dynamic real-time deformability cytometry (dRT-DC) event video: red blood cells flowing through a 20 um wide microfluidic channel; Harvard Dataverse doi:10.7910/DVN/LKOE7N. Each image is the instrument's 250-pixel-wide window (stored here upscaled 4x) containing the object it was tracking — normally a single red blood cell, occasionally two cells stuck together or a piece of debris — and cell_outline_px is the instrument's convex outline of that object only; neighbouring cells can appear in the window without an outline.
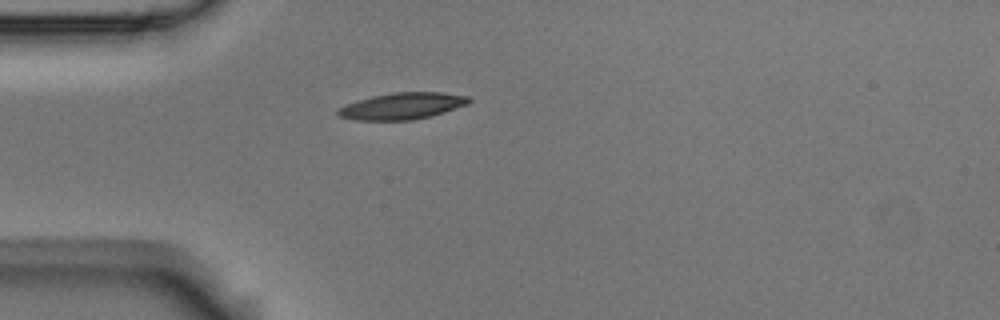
{"species": "Egyptian fruit bat (a non-hibernating species)", "species_latin": "Rousettus aegyptiacus", "temperature_condition": "room temperature", "stored_images_in_passage": 4, "camera_frame_rate_fps": 3000, "um_per_image_px": 0.085, "animal": {"sex": "male"}, "frame": {"image": 1, "passage_image": 4, "time_ms": 1.0, "image_size_px": [1000, 320], "cell_outline_px": [[472, 100], [468, 104], [432, 116], [412, 120], [356, 120], [340, 116], [336, 112], [336, 108], [356, 100], [372, 96], [392, 92], [440, 92], [468, 96]], "centroid_in_image_um": [34.17, 9.01], "position_along_channel_um": 50.8, "area_um2": 20.4}}